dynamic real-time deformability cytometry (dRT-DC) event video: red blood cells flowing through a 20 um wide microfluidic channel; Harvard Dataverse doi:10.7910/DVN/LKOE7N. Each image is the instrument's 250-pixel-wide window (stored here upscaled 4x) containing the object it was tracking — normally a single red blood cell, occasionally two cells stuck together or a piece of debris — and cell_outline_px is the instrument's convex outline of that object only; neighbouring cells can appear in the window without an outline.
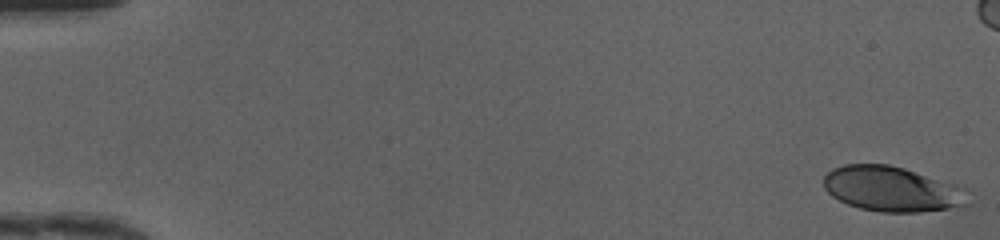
{"species": "human", "species_latin": "Homo sapiens", "temperature_condition": "cold", "stored_images_in_passage": 45, "camera_frame_rate_fps": 3000, "um_per_image_px": 0.085, "donor": {"sex": "female"}, "frame": {"image": 1, "passage_image": 1, "time_ms": 0.0, "image_size_px": [1000, 240], "cell_outline_px": [[972, 188], [968, 204], [948, 208], [920, 212], [880, 212], [860, 208], [848, 204], [832, 196], [824, 188], [824, 176], [832, 168], [844, 164], [888, 164], [904, 168]], "centroid_in_image_um": [75.9, 16.06], "position_along_channel_um": 9.1, "area_um2": 38.49}}
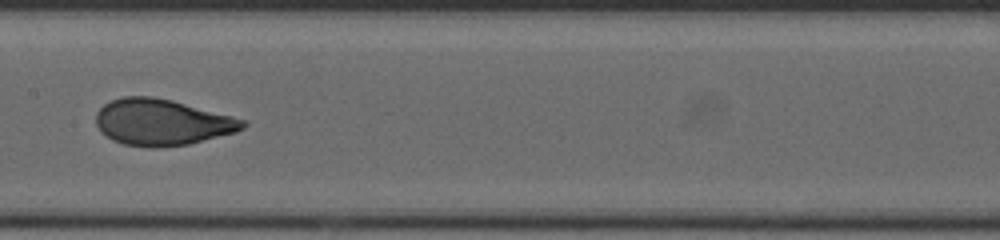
{"frame": {"image": 2, "passage_image": 26, "time_ms": 8.333, "image_size_px": [1000, 240], "cell_outline_px": [[248, 124], [244, 128], [236, 132], [188, 144], [156, 148], [152, 148], [124, 144], [112, 140], [100, 132], [96, 124], [96, 112], [104, 104], [112, 100], [124, 96], [152, 96], [172, 100], [248, 120]], "centroid_in_image_um": [13.77, 10.39], "position_along_channel_um": 193.6, "area_um2": 39.77}}
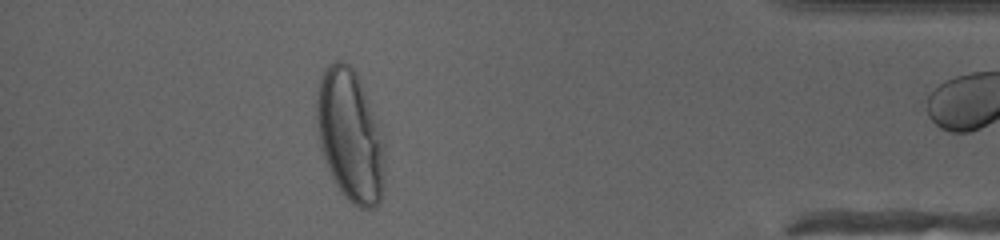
{"frame": {"image": 3, "passage_image": 44, "time_ms": 14.333, "image_size_px": [1000, 240], "cell_outline_px": [[384, 192], [380, 204], [372, 208], [360, 208], [352, 204], [340, 192], [324, 160], [320, 144], [316, 116], [316, 100], [320, 76], [328, 64], [336, 60], [344, 60], [356, 72], [360, 80], [376, 120], [384, 144]], "centroid_in_image_um": [29.76, 11.56], "position_along_channel_um": 405.4, "area_um2": 52.48}}